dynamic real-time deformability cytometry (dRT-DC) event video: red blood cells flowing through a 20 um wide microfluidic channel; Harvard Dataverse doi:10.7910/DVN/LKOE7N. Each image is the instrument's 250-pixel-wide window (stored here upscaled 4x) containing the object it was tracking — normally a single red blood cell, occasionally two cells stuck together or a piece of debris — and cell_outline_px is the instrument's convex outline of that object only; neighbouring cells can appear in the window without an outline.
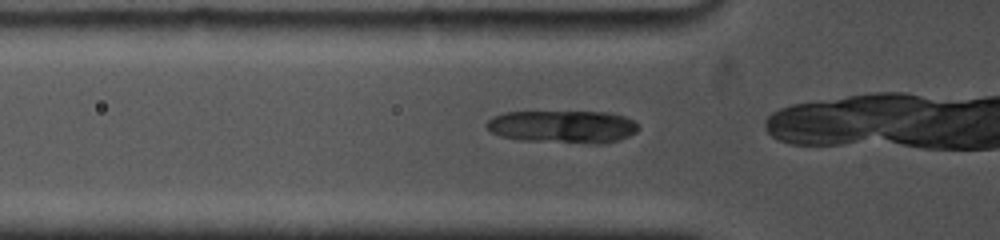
{"species": "common noctule bat (a hibernating species)", "species_latin": "Nyctalus noctula", "temperature_condition": "cold", "stored_images_in_passage": 23, "camera_frame_rate_fps": 5000, "um_per_image_px": 0.085, "animal": {"sex": "female", "body_mass_g": 19.0, "forearm_length_mm": 53.3}, "frame": {"image": 1, "passage_image": 2, "time_ms": 0.4, "image_size_px": [1000, 240], "cell_outline_px": [[640, 128], [636, 132], [628, 136], [616, 140], [600, 144], [592, 144], [520, 140], [500, 136], [492, 132], [484, 124], [492, 116], [504, 112], [608, 112], [624, 116], [632, 120]], "centroid_in_image_um": [47.82, 10.77], "position_along_channel_um": 78.0, "area_um2": 29.02}}
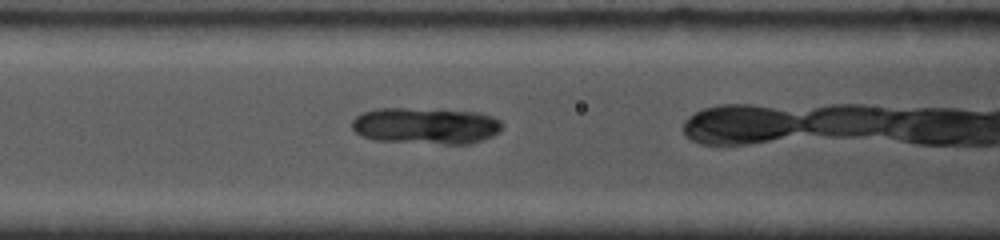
{"frame": {"image": 2, "passage_image": 6, "time_ms": 1.8, "image_size_px": [1000, 240], "cell_outline_px": [[504, 124], [500, 132], [484, 140], [468, 144], [444, 144], [376, 140], [364, 136], [356, 132], [352, 128], [352, 120], [356, 116], [364, 112], [376, 108], [408, 108], [480, 112], [492, 116], [500, 120]], "centroid_in_image_um": [36.24, 10.69], "position_along_channel_um": 130.4, "area_um2": 32.08}}